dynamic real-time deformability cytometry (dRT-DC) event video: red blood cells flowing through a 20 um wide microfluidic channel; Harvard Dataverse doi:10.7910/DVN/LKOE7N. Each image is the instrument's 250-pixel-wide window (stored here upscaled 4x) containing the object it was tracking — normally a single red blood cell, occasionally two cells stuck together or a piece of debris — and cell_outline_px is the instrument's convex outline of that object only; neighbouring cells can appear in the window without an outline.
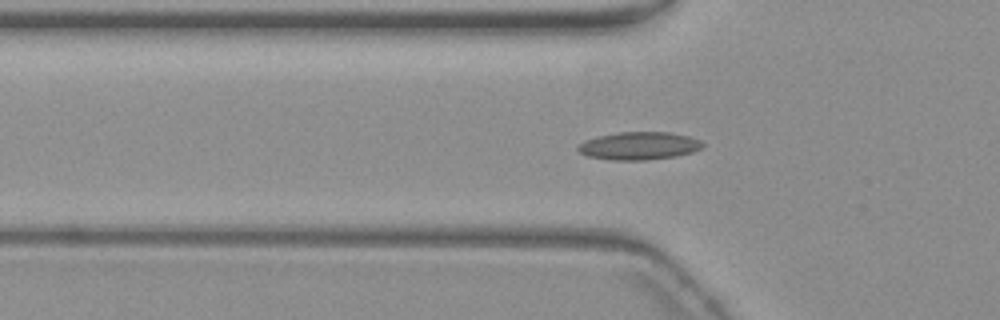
{"species": "common noctule bat (a hibernating species)", "species_latin": "Nyctalus noctula", "temperature_condition": "warm", "stored_images_in_passage": 58, "camera_frame_rate_fps": 3000, "um_per_image_px": 0.085, "animal": {"sex": "female", "body_mass_g": 19.3, "forearm_length_mm": 54.1}, "frame": {"image": 1, "passage_image": 19, "time_ms": 6.0, "image_size_px": [1000, 320], "cell_outline_px": [[704, 144], [700, 148], [692, 152], [676, 156], [644, 160], [612, 160], [588, 156], [580, 152], [576, 148], [584, 140], [596, 136], [620, 132], [668, 132], [688, 136], [700, 140]], "centroid_in_image_um": [54.29, 12.39], "position_along_channel_um": 71.5, "area_um2": 20.11}}
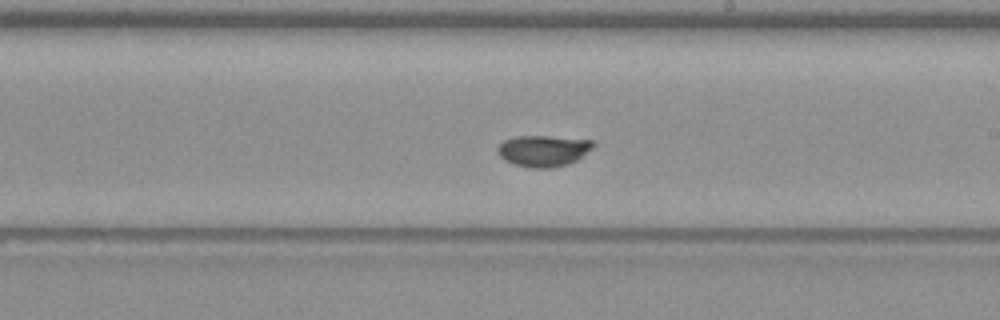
{"frame": {"image": 2, "passage_image": 33, "time_ms": 10.667, "image_size_px": [1000, 320], "cell_outline_px": [[596, 144], [592, 148], [576, 160], [568, 164], [552, 168], [532, 168], [516, 164], [504, 160], [496, 152], [496, 148], [504, 140], [516, 136], [548, 136], [592, 140]], "centroid_in_image_um": [46.17, 12.81], "position_along_channel_um": 242.8, "area_um2": 17.4}}
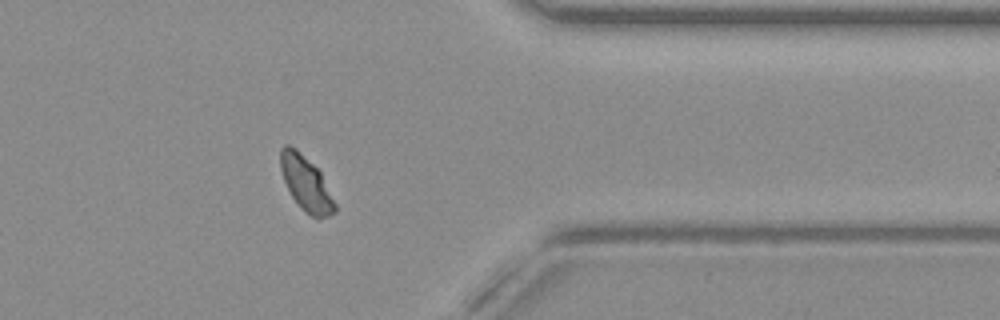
{"frame": {"image": 3, "passage_image": 46, "time_ms": 15.0, "image_size_px": [1000, 320], "cell_outline_px": [[336, 212], [328, 216], [312, 216], [304, 212], [292, 196], [284, 180], [280, 168], [280, 148], [284, 144], [288, 144], [296, 148], [320, 172], [336, 204]], "centroid_in_image_um": [25.99, 15.57], "position_along_channel_um": 385.4, "area_um2": 16.99}}